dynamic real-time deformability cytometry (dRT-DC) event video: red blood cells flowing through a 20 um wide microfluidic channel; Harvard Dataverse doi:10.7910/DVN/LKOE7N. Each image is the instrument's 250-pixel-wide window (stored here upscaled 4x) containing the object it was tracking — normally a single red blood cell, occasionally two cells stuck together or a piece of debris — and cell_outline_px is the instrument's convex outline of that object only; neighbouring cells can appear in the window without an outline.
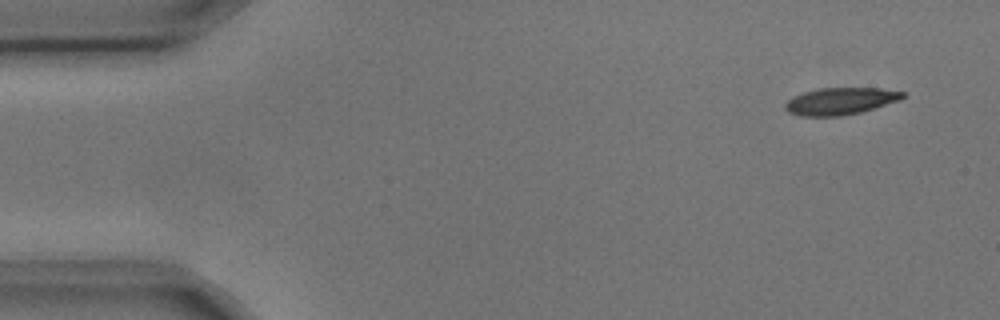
{"species": "common noctule bat (a hibernating species)", "species_latin": "Nyctalus noctula", "temperature_condition": "cold", "stored_images_in_passage": 4, "camera_frame_rate_fps": 3000, "um_per_image_px": 0.085, "animal": {"sex": "male", "body_mass_g": 17.9, "forearm_length_mm": 54.2}, "frame": {"image": 1, "passage_image": 1, "time_ms": 0.0, "image_size_px": [1000, 320], "cell_outline_px": [[904, 96], [900, 100], [860, 112], [840, 116], [800, 116], [788, 112], [784, 108], [784, 104], [792, 96], [804, 92], [820, 88], [880, 88], [904, 92]], "centroid_in_image_um": [71.39, 8.6], "position_along_channel_um": 13.6, "area_um2": 18.44}}
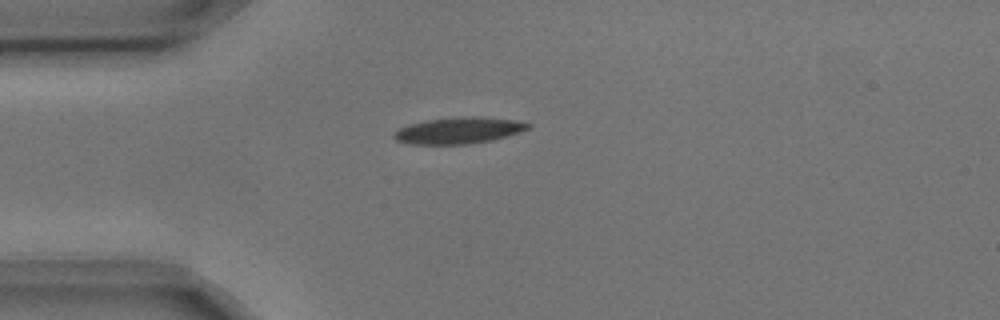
{"frame": {"image": 2, "passage_image": 4, "time_ms": 1.0, "image_size_px": [1000, 320], "cell_outline_px": [[532, 124], [528, 128], [520, 132], [492, 140], [468, 144], [408, 144], [396, 140], [392, 136], [400, 128], [408, 124], [428, 120], [472, 116], [480, 116], [516, 120]], "centroid_in_image_um": [39.0, 11.09], "position_along_channel_um": 46.0, "area_um2": 20.46}}